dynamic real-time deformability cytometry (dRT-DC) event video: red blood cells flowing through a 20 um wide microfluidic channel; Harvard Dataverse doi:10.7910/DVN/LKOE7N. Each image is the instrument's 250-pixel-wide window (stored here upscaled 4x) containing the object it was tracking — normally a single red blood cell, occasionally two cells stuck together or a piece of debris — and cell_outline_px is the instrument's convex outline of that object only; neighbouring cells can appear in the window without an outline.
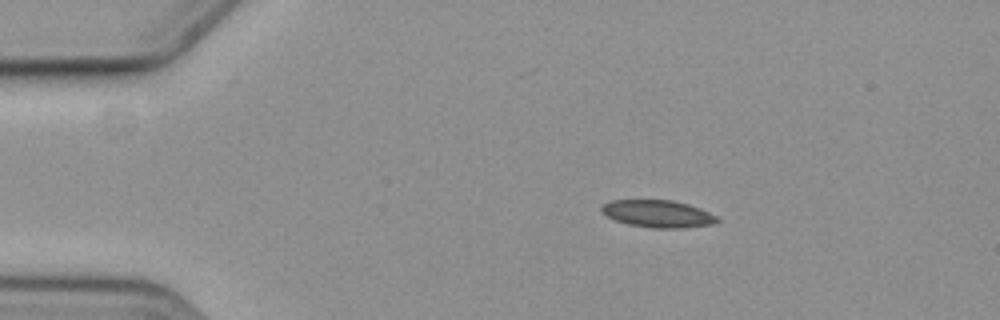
{"species": "common noctule bat (a hibernating species)", "species_latin": "Nyctalus noctula", "temperature_condition": "cold", "stored_images_in_passage": 3, "camera_frame_rate_fps": 3000, "um_per_image_px": 0.085, "animal": {"sex": "female", "body_mass_g": 19.3, "forearm_length_mm": 54.1}, "frame": {"image": 1, "passage_image": 1, "time_ms": 0.0, "image_size_px": [1000, 320], "cell_outline_px": [[720, 220], [712, 224], [684, 228], [652, 228], [628, 224], [604, 216], [600, 212], [600, 208], [604, 204], [612, 200], [672, 200], [688, 204], [700, 208], [716, 216]], "centroid_in_image_um": [55.89, 18.17], "position_along_channel_um": 29.1, "area_um2": 18.44}}